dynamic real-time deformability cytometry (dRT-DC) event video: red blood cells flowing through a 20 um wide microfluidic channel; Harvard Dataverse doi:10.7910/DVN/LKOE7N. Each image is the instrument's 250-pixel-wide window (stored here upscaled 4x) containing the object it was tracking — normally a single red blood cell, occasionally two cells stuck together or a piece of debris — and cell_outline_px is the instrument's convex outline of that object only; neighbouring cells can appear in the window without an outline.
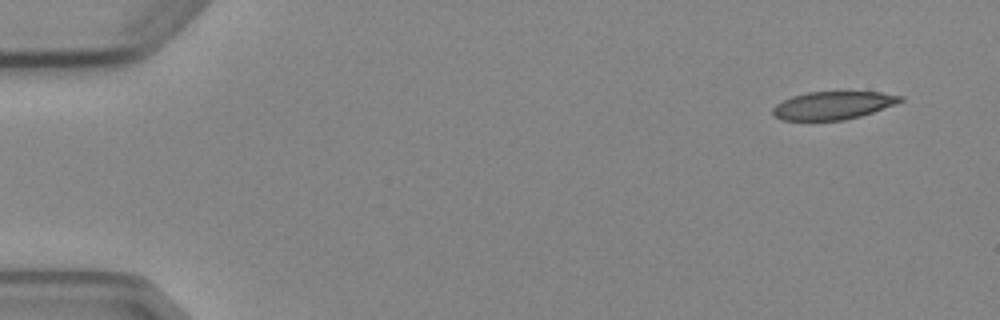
{"species": "Egyptian fruit bat (a non-hibernating species)", "species_latin": "Rousettus aegyptiacus", "temperature_condition": "cold", "stored_images_in_passage": 5, "camera_frame_rate_fps": 3000, "um_per_image_px": 0.085, "animal": {"sex": "female"}, "frame": {"image": 1, "passage_image": 1, "time_ms": 0.0, "image_size_px": [1000, 320], "cell_outline_px": [[904, 100], [896, 104], [860, 116], [844, 120], [784, 120], [776, 116], [772, 112], [772, 108], [776, 104], [792, 96], [808, 92], [880, 92], [904, 96]], "centroid_in_image_um": [70.83, 8.95], "position_along_channel_um": 14.2, "area_um2": 20.63}}
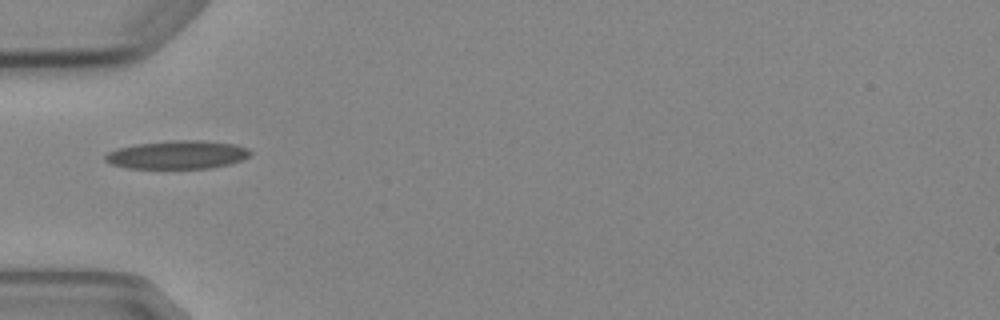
{"frame": {"image": 2, "passage_image": 5, "time_ms": 4.667, "image_size_px": [1000, 320], "cell_outline_px": [[252, 156], [228, 164], [212, 168], [128, 168], [112, 164], [104, 160], [104, 156], [108, 152], [116, 148], [136, 144], [172, 140], [204, 140], [236, 144], [248, 148], [252, 152]], "centroid_in_image_um": [15.1, 13.14], "position_along_channel_um": 69.9, "area_um2": 24.1}}